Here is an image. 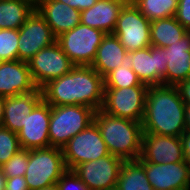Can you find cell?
<instances>
[{
    "label": "cell",
    "mask_w": 190,
    "mask_h": 190,
    "mask_svg": "<svg viewBox=\"0 0 190 190\" xmlns=\"http://www.w3.org/2000/svg\"><path fill=\"white\" fill-rule=\"evenodd\" d=\"M41 90L51 106L84 105L97 111L103 106L104 78L91 66L79 65L49 81Z\"/></svg>",
    "instance_id": "obj_1"
},
{
    "label": "cell",
    "mask_w": 190,
    "mask_h": 190,
    "mask_svg": "<svg viewBox=\"0 0 190 190\" xmlns=\"http://www.w3.org/2000/svg\"><path fill=\"white\" fill-rule=\"evenodd\" d=\"M185 108L176 86H148L143 132L181 137L185 132Z\"/></svg>",
    "instance_id": "obj_2"
},
{
    "label": "cell",
    "mask_w": 190,
    "mask_h": 190,
    "mask_svg": "<svg viewBox=\"0 0 190 190\" xmlns=\"http://www.w3.org/2000/svg\"><path fill=\"white\" fill-rule=\"evenodd\" d=\"M94 122L111 155L120 157L124 161L139 159L143 136L141 122L114 117L101 109L95 112Z\"/></svg>",
    "instance_id": "obj_3"
},
{
    "label": "cell",
    "mask_w": 190,
    "mask_h": 190,
    "mask_svg": "<svg viewBox=\"0 0 190 190\" xmlns=\"http://www.w3.org/2000/svg\"><path fill=\"white\" fill-rule=\"evenodd\" d=\"M95 112L84 105L51 106L50 146L62 149L72 137L94 122Z\"/></svg>",
    "instance_id": "obj_4"
},
{
    "label": "cell",
    "mask_w": 190,
    "mask_h": 190,
    "mask_svg": "<svg viewBox=\"0 0 190 190\" xmlns=\"http://www.w3.org/2000/svg\"><path fill=\"white\" fill-rule=\"evenodd\" d=\"M27 166L24 178L29 190L57 183L67 171L62 149L52 146L29 150Z\"/></svg>",
    "instance_id": "obj_5"
},
{
    "label": "cell",
    "mask_w": 190,
    "mask_h": 190,
    "mask_svg": "<svg viewBox=\"0 0 190 190\" xmlns=\"http://www.w3.org/2000/svg\"><path fill=\"white\" fill-rule=\"evenodd\" d=\"M105 35L99 29L80 23L73 29L60 34L56 42L75 66H91Z\"/></svg>",
    "instance_id": "obj_6"
},
{
    "label": "cell",
    "mask_w": 190,
    "mask_h": 190,
    "mask_svg": "<svg viewBox=\"0 0 190 190\" xmlns=\"http://www.w3.org/2000/svg\"><path fill=\"white\" fill-rule=\"evenodd\" d=\"M148 86L128 88H104V101L101 108L105 113L142 122Z\"/></svg>",
    "instance_id": "obj_7"
},
{
    "label": "cell",
    "mask_w": 190,
    "mask_h": 190,
    "mask_svg": "<svg viewBox=\"0 0 190 190\" xmlns=\"http://www.w3.org/2000/svg\"><path fill=\"white\" fill-rule=\"evenodd\" d=\"M67 170L92 160L110 155L95 122L72 137L62 148Z\"/></svg>",
    "instance_id": "obj_8"
},
{
    "label": "cell",
    "mask_w": 190,
    "mask_h": 190,
    "mask_svg": "<svg viewBox=\"0 0 190 190\" xmlns=\"http://www.w3.org/2000/svg\"><path fill=\"white\" fill-rule=\"evenodd\" d=\"M150 24L133 3L125 4L112 34L119 38L127 52L136 51L151 46Z\"/></svg>",
    "instance_id": "obj_9"
},
{
    "label": "cell",
    "mask_w": 190,
    "mask_h": 190,
    "mask_svg": "<svg viewBox=\"0 0 190 190\" xmlns=\"http://www.w3.org/2000/svg\"><path fill=\"white\" fill-rule=\"evenodd\" d=\"M28 65L33 81L40 89L49 81L69 73L75 66L57 42L41 49Z\"/></svg>",
    "instance_id": "obj_10"
},
{
    "label": "cell",
    "mask_w": 190,
    "mask_h": 190,
    "mask_svg": "<svg viewBox=\"0 0 190 190\" xmlns=\"http://www.w3.org/2000/svg\"><path fill=\"white\" fill-rule=\"evenodd\" d=\"M124 160L108 155L75 166L72 171L89 190H115L119 172Z\"/></svg>",
    "instance_id": "obj_11"
},
{
    "label": "cell",
    "mask_w": 190,
    "mask_h": 190,
    "mask_svg": "<svg viewBox=\"0 0 190 190\" xmlns=\"http://www.w3.org/2000/svg\"><path fill=\"white\" fill-rule=\"evenodd\" d=\"M18 60L28 62L41 49L56 42V36L38 11L18 29Z\"/></svg>",
    "instance_id": "obj_12"
},
{
    "label": "cell",
    "mask_w": 190,
    "mask_h": 190,
    "mask_svg": "<svg viewBox=\"0 0 190 190\" xmlns=\"http://www.w3.org/2000/svg\"><path fill=\"white\" fill-rule=\"evenodd\" d=\"M127 53L132 58L131 69L142 84L147 86L166 85V48L149 46Z\"/></svg>",
    "instance_id": "obj_13"
},
{
    "label": "cell",
    "mask_w": 190,
    "mask_h": 190,
    "mask_svg": "<svg viewBox=\"0 0 190 190\" xmlns=\"http://www.w3.org/2000/svg\"><path fill=\"white\" fill-rule=\"evenodd\" d=\"M51 105L42 99L26 115L23 127L17 132L20 147L26 150L50 146L49 123Z\"/></svg>",
    "instance_id": "obj_14"
},
{
    "label": "cell",
    "mask_w": 190,
    "mask_h": 190,
    "mask_svg": "<svg viewBox=\"0 0 190 190\" xmlns=\"http://www.w3.org/2000/svg\"><path fill=\"white\" fill-rule=\"evenodd\" d=\"M141 162L152 188L161 190L190 189V164L186 160L163 164Z\"/></svg>",
    "instance_id": "obj_15"
},
{
    "label": "cell",
    "mask_w": 190,
    "mask_h": 190,
    "mask_svg": "<svg viewBox=\"0 0 190 190\" xmlns=\"http://www.w3.org/2000/svg\"><path fill=\"white\" fill-rule=\"evenodd\" d=\"M139 160L158 164L185 161L181 137L143 132Z\"/></svg>",
    "instance_id": "obj_16"
},
{
    "label": "cell",
    "mask_w": 190,
    "mask_h": 190,
    "mask_svg": "<svg viewBox=\"0 0 190 190\" xmlns=\"http://www.w3.org/2000/svg\"><path fill=\"white\" fill-rule=\"evenodd\" d=\"M37 88L31 76L28 62L0 61V96L6 98L26 94Z\"/></svg>",
    "instance_id": "obj_17"
},
{
    "label": "cell",
    "mask_w": 190,
    "mask_h": 190,
    "mask_svg": "<svg viewBox=\"0 0 190 190\" xmlns=\"http://www.w3.org/2000/svg\"><path fill=\"white\" fill-rule=\"evenodd\" d=\"M166 48V85L176 86L190 78V31Z\"/></svg>",
    "instance_id": "obj_18"
},
{
    "label": "cell",
    "mask_w": 190,
    "mask_h": 190,
    "mask_svg": "<svg viewBox=\"0 0 190 190\" xmlns=\"http://www.w3.org/2000/svg\"><path fill=\"white\" fill-rule=\"evenodd\" d=\"M42 99L40 88L30 93L6 97L2 127L17 133L23 127L26 115L30 114Z\"/></svg>",
    "instance_id": "obj_19"
},
{
    "label": "cell",
    "mask_w": 190,
    "mask_h": 190,
    "mask_svg": "<svg viewBox=\"0 0 190 190\" xmlns=\"http://www.w3.org/2000/svg\"><path fill=\"white\" fill-rule=\"evenodd\" d=\"M124 5L119 0H97L92 7L81 11L80 23L112 34Z\"/></svg>",
    "instance_id": "obj_20"
},
{
    "label": "cell",
    "mask_w": 190,
    "mask_h": 190,
    "mask_svg": "<svg viewBox=\"0 0 190 190\" xmlns=\"http://www.w3.org/2000/svg\"><path fill=\"white\" fill-rule=\"evenodd\" d=\"M38 12L56 37L80 24L81 11L56 0H45Z\"/></svg>",
    "instance_id": "obj_21"
},
{
    "label": "cell",
    "mask_w": 190,
    "mask_h": 190,
    "mask_svg": "<svg viewBox=\"0 0 190 190\" xmlns=\"http://www.w3.org/2000/svg\"><path fill=\"white\" fill-rule=\"evenodd\" d=\"M127 53L119 38L114 34H106L98 46L96 57L91 64L103 78L112 70L122 66V60Z\"/></svg>",
    "instance_id": "obj_22"
},
{
    "label": "cell",
    "mask_w": 190,
    "mask_h": 190,
    "mask_svg": "<svg viewBox=\"0 0 190 190\" xmlns=\"http://www.w3.org/2000/svg\"><path fill=\"white\" fill-rule=\"evenodd\" d=\"M186 28L177 21L175 16L151 21V46L165 48L179 41L186 34Z\"/></svg>",
    "instance_id": "obj_23"
},
{
    "label": "cell",
    "mask_w": 190,
    "mask_h": 190,
    "mask_svg": "<svg viewBox=\"0 0 190 190\" xmlns=\"http://www.w3.org/2000/svg\"><path fill=\"white\" fill-rule=\"evenodd\" d=\"M143 163L138 160L124 161L115 190H152Z\"/></svg>",
    "instance_id": "obj_24"
},
{
    "label": "cell",
    "mask_w": 190,
    "mask_h": 190,
    "mask_svg": "<svg viewBox=\"0 0 190 190\" xmlns=\"http://www.w3.org/2000/svg\"><path fill=\"white\" fill-rule=\"evenodd\" d=\"M33 12L18 0H0V29L18 30Z\"/></svg>",
    "instance_id": "obj_25"
},
{
    "label": "cell",
    "mask_w": 190,
    "mask_h": 190,
    "mask_svg": "<svg viewBox=\"0 0 190 190\" xmlns=\"http://www.w3.org/2000/svg\"><path fill=\"white\" fill-rule=\"evenodd\" d=\"M122 66L112 70L104 77V88H128L132 86H147L142 84L136 73L131 69L132 58L126 53Z\"/></svg>",
    "instance_id": "obj_26"
},
{
    "label": "cell",
    "mask_w": 190,
    "mask_h": 190,
    "mask_svg": "<svg viewBox=\"0 0 190 190\" xmlns=\"http://www.w3.org/2000/svg\"><path fill=\"white\" fill-rule=\"evenodd\" d=\"M133 4L149 20L175 16L178 0H134Z\"/></svg>",
    "instance_id": "obj_27"
},
{
    "label": "cell",
    "mask_w": 190,
    "mask_h": 190,
    "mask_svg": "<svg viewBox=\"0 0 190 190\" xmlns=\"http://www.w3.org/2000/svg\"><path fill=\"white\" fill-rule=\"evenodd\" d=\"M18 30L0 29V61L18 60Z\"/></svg>",
    "instance_id": "obj_28"
},
{
    "label": "cell",
    "mask_w": 190,
    "mask_h": 190,
    "mask_svg": "<svg viewBox=\"0 0 190 190\" xmlns=\"http://www.w3.org/2000/svg\"><path fill=\"white\" fill-rule=\"evenodd\" d=\"M20 149L17 133L0 127V166L10 160Z\"/></svg>",
    "instance_id": "obj_29"
},
{
    "label": "cell",
    "mask_w": 190,
    "mask_h": 190,
    "mask_svg": "<svg viewBox=\"0 0 190 190\" xmlns=\"http://www.w3.org/2000/svg\"><path fill=\"white\" fill-rule=\"evenodd\" d=\"M29 150L21 148L1 168L6 178L24 176L28 168Z\"/></svg>",
    "instance_id": "obj_30"
},
{
    "label": "cell",
    "mask_w": 190,
    "mask_h": 190,
    "mask_svg": "<svg viewBox=\"0 0 190 190\" xmlns=\"http://www.w3.org/2000/svg\"><path fill=\"white\" fill-rule=\"evenodd\" d=\"M59 190H89L82 180L72 171L67 170L57 182Z\"/></svg>",
    "instance_id": "obj_31"
},
{
    "label": "cell",
    "mask_w": 190,
    "mask_h": 190,
    "mask_svg": "<svg viewBox=\"0 0 190 190\" xmlns=\"http://www.w3.org/2000/svg\"><path fill=\"white\" fill-rule=\"evenodd\" d=\"M175 18L190 31V0H178Z\"/></svg>",
    "instance_id": "obj_32"
},
{
    "label": "cell",
    "mask_w": 190,
    "mask_h": 190,
    "mask_svg": "<svg viewBox=\"0 0 190 190\" xmlns=\"http://www.w3.org/2000/svg\"><path fill=\"white\" fill-rule=\"evenodd\" d=\"M4 190H29L24 176L6 178Z\"/></svg>",
    "instance_id": "obj_33"
},
{
    "label": "cell",
    "mask_w": 190,
    "mask_h": 190,
    "mask_svg": "<svg viewBox=\"0 0 190 190\" xmlns=\"http://www.w3.org/2000/svg\"><path fill=\"white\" fill-rule=\"evenodd\" d=\"M69 5L79 11L92 7L97 0H56Z\"/></svg>",
    "instance_id": "obj_34"
},
{
    "label": "cell",
    "mask_w": 190,
    "mask_h": 190,
    "mask_svg": "<svg viewBox=\"0 0 190 190\" xmlns=\"http://www.w3.org/2000/svg\"><path fill=\"white\" fill-rule=\"evenodd\" d=\"M181 99L185 104H190V78L176 85Z\"/></svg>",
    "instance_id": "obj_35"
},
{
    "label": "cell",
    "mask_w": 190,
    "mask_h": 190,
    "mask_svg": "<svg viewBox=\"0 0 190 190\" xmlns=\"http://www.w3.org/2000/svg\"><path fill=\"white\" fill-rule=\"evenodd\" d=\"M185 160L190 164V132L185 131L181 136Z\"/></svg>",
    "instance_id": "obj_36"
},
{
    "label": "cell",
    "mask_w": 190,
    "mask_h": 190,
    "mask_svg": "<svg viewBox=\"0 0 190 190\" xmlns=\"http://www.w3.org/2000/svg\"><path fill=\"white\" fill-rule=\"evenodd\" d=\"M27 5L33 11H38L45 0H18Z\"/></svg>",
    "instance_id": "obj_37"
},
{
    "label": "cell",
    "mask_w": 190,
    "mask_h": 190,
    "mask_svg": "<svg viewBox=\"0 0 190 190\" xmlns=\"http://www.w3.org/2000/svg\"><path fill=\"white\" fill-rule=\"evenodd\" d=\"M185 114H184V119H185V131L190 132V104H185Z\"/></svg>",
    "instance_id": "obj_38"
},
{
    "label": "cell",
    "mask_w": 190,
    "mask_h": 190,
    "mask_svg": "<svg viewBox=\"0 0 190 190\" xmlns=\"http://www.w3.org/2000/svg\"><path fill=\"white\" fill-rule=\"evenodd\" d=\"M4 102H5V97L0 96V127H2L3 123Z\"/></svg>",
    "instance_id": "obj_39"
},
{
    "label": "cell",
    "mask_w": 190,
    "mask_h": 190,
    "mask_svg": "<svg viewBox=\"0 0 190 190\" xmlns=\"http://www.w3.org/2000/svg\"><path fill=\"white\" fill-rule=\"evenodd\" d=\"M5 181H6V177H5V175L2 171V168L0 166V190H4Z\"/></svg>",
    "instance_id": "obj_40"
},
{
    "label": "cell",
    "mask_w": 190,
    "mask_h": 190,
    "mask_svg": "<svg viewBox=\"0 0 190 190\" xmlns=\"http://www.w3.org/2000/svg\"><path fill=\"white\" fill-rule=\"evenodd\" d=\"M37 190H59L57 183L37 189Z\"/></svg>",
    "instance_id": "obj_41"
},
{
    "label": "cell",
    "mask_w": 190,
    "mask_h": 190,
    "mask_svg": "<svg viewBox=\"0 0 190 190\" xmlns=\"http://www.w3.org/2000/svg\"><path fill=\"white\" fill-rule=\"evenodd\" d=\"M121 2H123L124 4H132L134 2V0H119Z\"/></svg>",
    "instance_id": "obj_42"
}]
</instances>
